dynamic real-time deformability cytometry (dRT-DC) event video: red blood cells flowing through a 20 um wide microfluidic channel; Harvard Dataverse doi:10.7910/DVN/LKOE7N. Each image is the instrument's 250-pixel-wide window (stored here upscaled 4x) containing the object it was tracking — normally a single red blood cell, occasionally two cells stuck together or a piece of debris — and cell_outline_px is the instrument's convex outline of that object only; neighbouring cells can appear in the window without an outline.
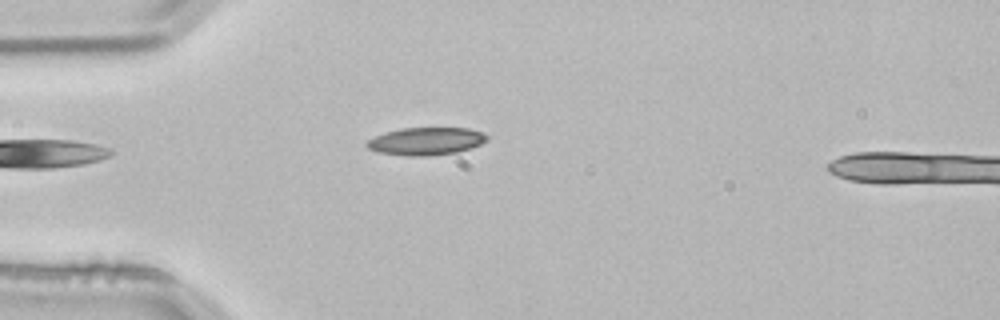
{"species": "common noctule bat (a hibernating species)", "species_latin": "Nyctalus noctula", "temperature_condition": "room temperature", "stored_images_in_passage": 3, "camera_frame_rate_fps": 3000, "um_per_image_px": 0.085, "animal": {"sex": "male", "body_mass_g": 21.5, "forearm_length_mm": 52.0}, "frame": {"image": 1, "passage_image": 3, "time_ms": 0.667, "image_size_px": [1000, 320], "cell_outline_px": [[488, 140], [472, 148], [456, 152], [428, 156], [408, 156], [380, 152], [368, 148], [364, 144], [368, 140], [376, 136], [400, 128], [468, 128], [484, 132], [488, 136]], "centroid_in_image_um": [36.26, 12.0], "position_along_channel_um": 48.7, "area_um2": 19.31}}